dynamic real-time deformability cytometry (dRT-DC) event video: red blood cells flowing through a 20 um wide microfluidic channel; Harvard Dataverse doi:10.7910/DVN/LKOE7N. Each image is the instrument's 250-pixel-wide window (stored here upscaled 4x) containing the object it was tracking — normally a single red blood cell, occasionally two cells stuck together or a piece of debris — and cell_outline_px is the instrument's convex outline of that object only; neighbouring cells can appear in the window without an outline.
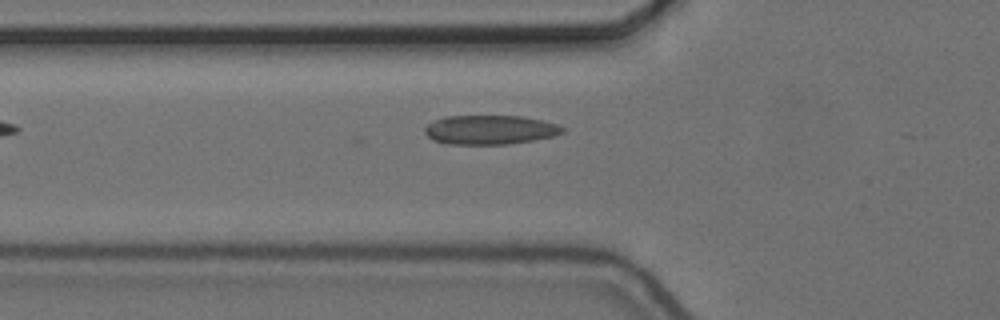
{"species": "common noctule bat (a hibernating species)", "species_latin": "Nyctalus noctula", "temperature_condition": "cold", "stored_images_in_passage": 32, "camera_frame_rate_fps": 3000, "um_per_image_px": 0.085, "animal": {"sex": "female", "body_mass_g": 24.6, "forearm_length_mm": 56.2}, "frame": {"image": 1, "passage_image": 3, "time_ms": 0.667, "image_size_px": [1000, 320], "cell_outline_px": [[568, 128], [564, 132], [552, 136], [532, 140], [508, 144], [444, 144], [432, 140], [424, 132], [424, 128], [428, 124], [444, 116], [524, 116], [556, 124]], "centroid_in_image_um": [41.64, 11.03], "position_along_channel_um": 84.2, "area_um2": 23.47}}
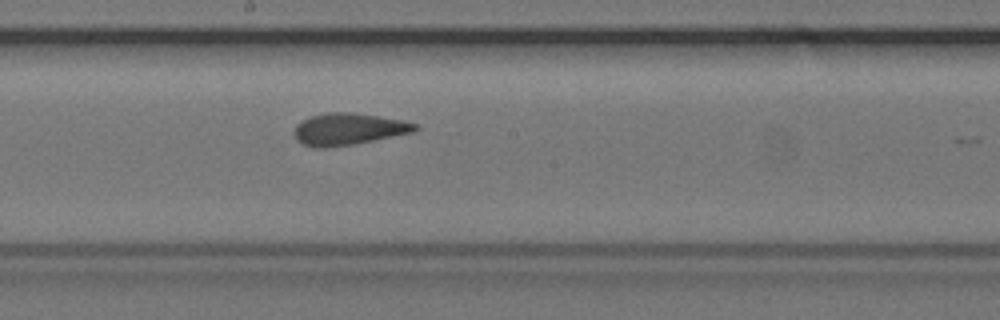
{"frame": {"image": 2, "passage_image": 14, "time_ms": 4.333, "image_size_px": [1000, 320], "cell_outline_px": [[420, 128], [412, 132], [356, 144], [324, 148], [312, 148], [296, 140], [296, 124], [312, 116], [328, 112], [352, 112], [380, 116], [400, 120], [416, 124]], "centroid_in_image_um": [29.62, 10.98], "position_along_channel_um": 218.6, "area_um2": 22.25}}
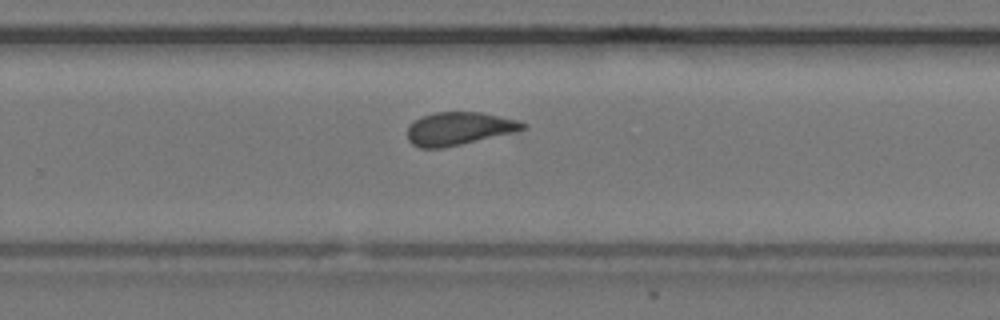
{"frame": {"image": 3, "passage_image": 20, "time_ms": 6.333, "image_size_px": [1000, 320], "cell_outline_px": [[528, 128], [516, 132], [460, 144], [440, 148], [420, 148], [412, 144], [408, 140], [408, 124], [412, 120], [420, 116], [436, 112], [480, 112], [520, 120], [528, 124]], "centroid_in_image_um": [39.02, 10.92], "position_along_channel_um": 290.8, "area_um2": 22.43}, "authors_computed_cell_mechanics": {"area_um2": 22.2819, "velocity_mm_per_s": 3.6355, "shape_relaxation_time_tau1_ms": null, "shape_relaxation_time_tau2_ms": 2.9244, "deformation_change_tau1": null, "deformation_change_tau2": 0.0672}}